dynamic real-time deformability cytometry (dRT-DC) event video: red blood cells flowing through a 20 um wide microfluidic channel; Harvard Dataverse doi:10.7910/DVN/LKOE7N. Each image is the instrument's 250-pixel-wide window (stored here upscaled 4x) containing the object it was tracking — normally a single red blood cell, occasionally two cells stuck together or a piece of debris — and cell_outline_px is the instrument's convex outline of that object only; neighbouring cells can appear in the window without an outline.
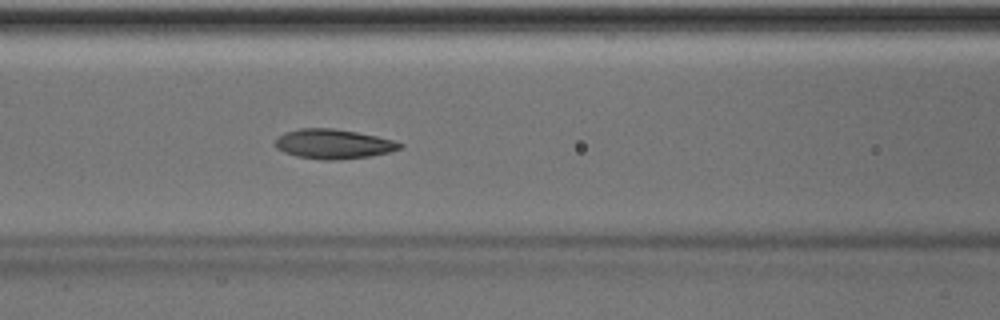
{"species": "Egyptian fruit bat (a non-hibernating species)", "species_latin": "Rousettus aegyptiacus", "temperature_condition": "room temperature", "stored_images_in_passage": 51, "camera_frame_rate_fps": 3000, "um_per_image_px": 0.085, "animal": {"sex": "male"}, "frame": {"image": 1, "passage_image": 22, "time_ms": 7.0, "image_size_px": [1000, 320], "cell_outline_px": [[404, 144], [400, 148], [388, 152], [372, 156], [336, 160], [320, 160], [296, 156], [284, 152], [276, 148], [272, 144], [284, 132], [300, 128], [332, 128], [356, 132], [376, 136], [392, 140]], "centroid_in_image_um": [28.29, 12.24], "position_along_channel_um": 138.3, "area_um2": 21.5}}
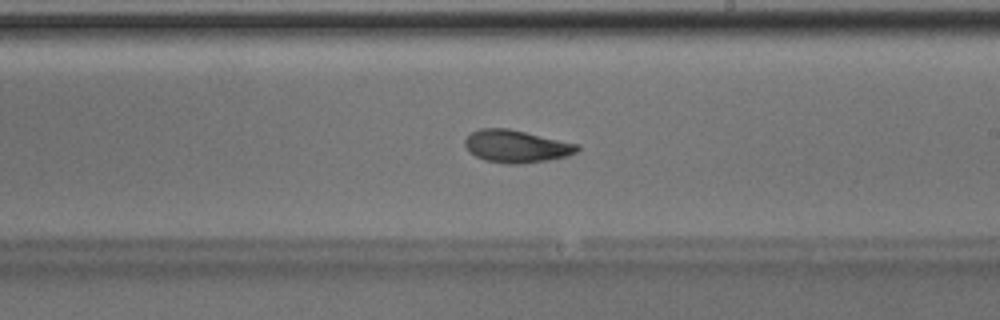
{"frame": {"image": 2, "passage_image": 30, "time_ms": 9.667, "image_size_px": [1000, 320], "cell_outline_px": [[580, 148], [576, 152], [568, 156], [548, 160], [524, 164], [508, 164], [484, 160], [468, 152], [464, 144], [464, 140], [472, 132], [480, 128], [508, 128], [580, 144]], "centroid_in_image_um": [43.89, 12.44], "position_along_channel_um": 245.1, "area_um2": 21.5}, "authors_computed_cell_mechanics": {"area_um2": 21.4438, "velocity_mm_per_s": 4.0181, "shape_relaxation_time_tau1_ms": 2.5155, "shape_relaxation_time_tau2_ms": 2.0411, "deformation_change_tau1": 0.1456, "deformation_change_tau2": 0.0806}}